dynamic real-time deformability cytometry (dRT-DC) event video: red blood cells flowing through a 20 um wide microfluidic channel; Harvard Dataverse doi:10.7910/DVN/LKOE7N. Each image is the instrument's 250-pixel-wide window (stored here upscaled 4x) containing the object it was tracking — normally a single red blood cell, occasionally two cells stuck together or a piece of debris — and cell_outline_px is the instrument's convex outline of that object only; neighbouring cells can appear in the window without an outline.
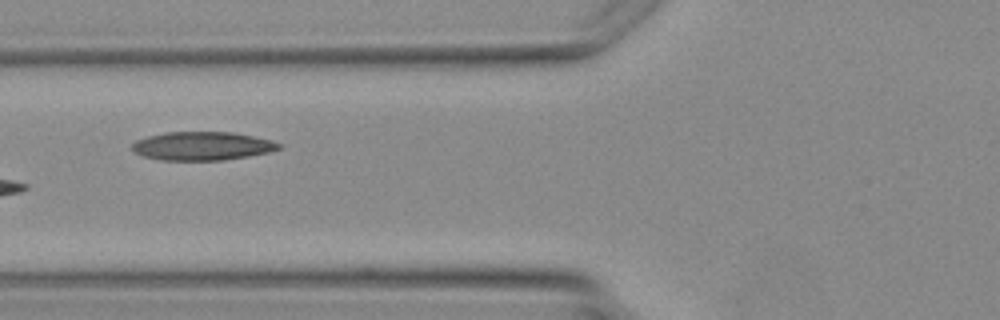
{"species": "Egyptian fruit bat (a non-hibernating species)", "species_latin": "Rousettus aegyptiacus", "temperature_condition": "warm", "stored_images_in_passage": 4, "camera_frame_rate_fps": 3000, "um_per_image_px": 0.085, "animal": {"sex": "female"}, "frame": {"image": 1, "passage_image": 3, "time_ms": 2.667, "image_size_px": [1000, 320], "cell_outline_px": [[284, 144], [280, 148], [268, 152], [248, 156], [224, 160], [160, 160], [144, 156], [132, 152], [132, 144], [136, 140], [148, 136], [164, 132], [232, 132], [272, 140]], "centroid_in_image_um": [17.18, 12.41], "position_along_channel_um": 108.6, "area_um2": 24.45}}
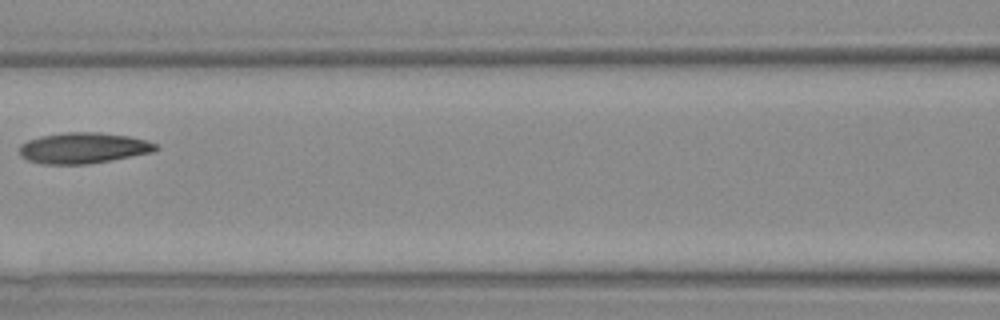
{"frame": {"image": 2, "passage_image": 4, "time_ms": 3.667, "image_size_px": [1000, 320], "cell_outline_px": [[160, 148], [152, 152], [112, 160], [88, 164], [40, 164], [28, 160], [20, 156], [20, 144], [28, 140], [40, 136], [64, 132], [100, 132], [128, 136], [144, 140], [156, 144]], "centroid_in_image_um": [7.06, 12.58], "position_along_channel_um": 159.5, "area_um2": 24.57}}